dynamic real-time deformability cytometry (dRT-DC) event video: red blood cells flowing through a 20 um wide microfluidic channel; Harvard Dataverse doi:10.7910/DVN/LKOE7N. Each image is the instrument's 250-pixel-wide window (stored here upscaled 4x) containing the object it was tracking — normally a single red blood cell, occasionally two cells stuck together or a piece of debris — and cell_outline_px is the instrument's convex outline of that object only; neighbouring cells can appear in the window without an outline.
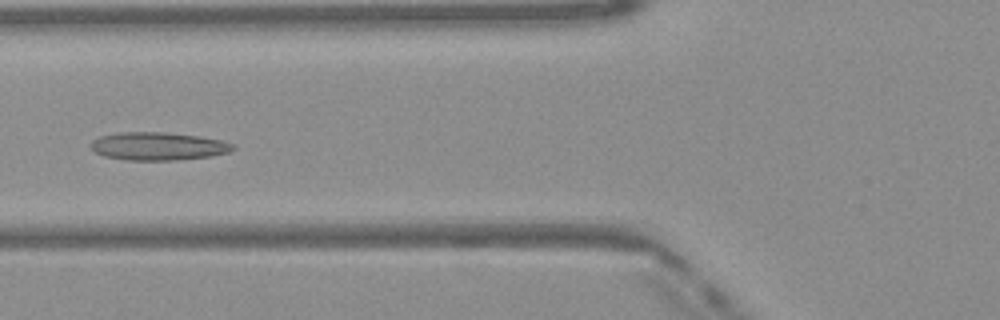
{"species": "Egyptian fruit bat (a non-hibernating species)", "species_latin": "Rousettus aegyptiacus", "temperature_condition": "warm", "stored_images_in_passage": 40, "camera_frame_rate_fps": 3000, "um_per_image_px": 0.085, "frame": {"image": 1, "passage_image": 14, "time_ms": 4.333, "image_size_px": [1000, 320], "cell_outline_px": [[236, 148], [228, 152], [212, 156], [176, 160], [128, 160], [104, 156], [96, 152], [88, 144], [92, 140], [100, 136], [120, 132], [164, 132], [200, 136], [220, 140], [232, 144]], "centroid_in_image_um": [13.42, 12.42], "position_along_channel_um": 112.4, "area_um2": 23.18}}
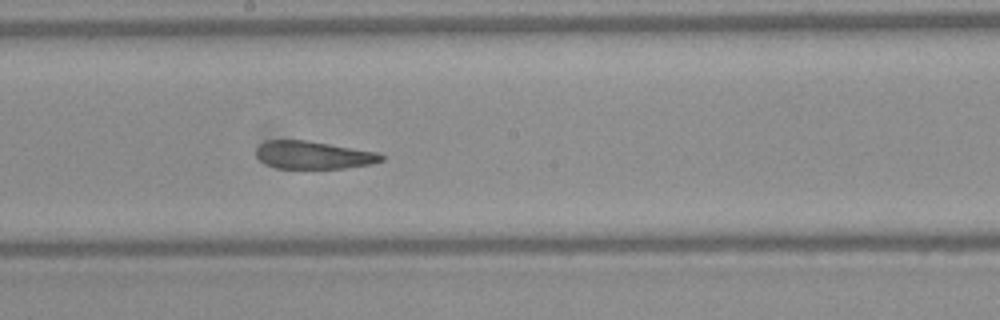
{"frame": {"image": 2, "passage_image": 22, "time_ms": 7.0, "image_size_px": [1000, 320], "cell_outline_px": [[384, 160], [372, 164], [344, 168], [276, 168], [260, 160], [256, 156], [256, 148], [264, 140], [304, 140], [380, 152], [384, 156]], "centroid_in_image_um": [26.66, 13.17], "position_along_channel_um": 221.5, "area_um2": 20.29}}
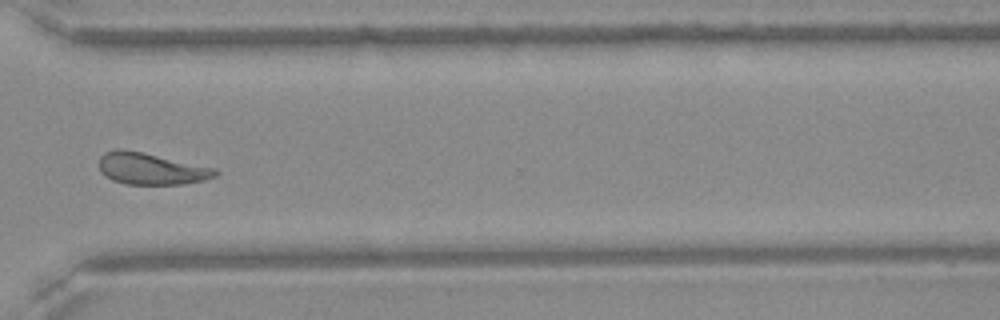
{"frame": {"image": 3, "passage_image": 32, "time_ms": 10.333, "image_size_px": [1000, 320], "cell_outline_px": [[220, 172], [216, 176], [204, 180], [184, 184], [124, 184], [112, 180], [100, 172], [100, 156], [104, 152], [116, 148], [120, 148], [144, 152], [216, 168]], "centroid_in_image_um": [12.85, 14.33], "position_along_channel_um": 357.8, "area_um2": 21.68}, "authors_computed_cell_mechanics": {"area_um2": 23.1489, "velocity_mm_per_s": 4.0848, "shape_relaxation_time_tau1_ms": null, "shape_relaxation_time_tau2_ms": 2.5526, "deformation_change_tau1": null, "deformation_change_tau2": 0.1127}}